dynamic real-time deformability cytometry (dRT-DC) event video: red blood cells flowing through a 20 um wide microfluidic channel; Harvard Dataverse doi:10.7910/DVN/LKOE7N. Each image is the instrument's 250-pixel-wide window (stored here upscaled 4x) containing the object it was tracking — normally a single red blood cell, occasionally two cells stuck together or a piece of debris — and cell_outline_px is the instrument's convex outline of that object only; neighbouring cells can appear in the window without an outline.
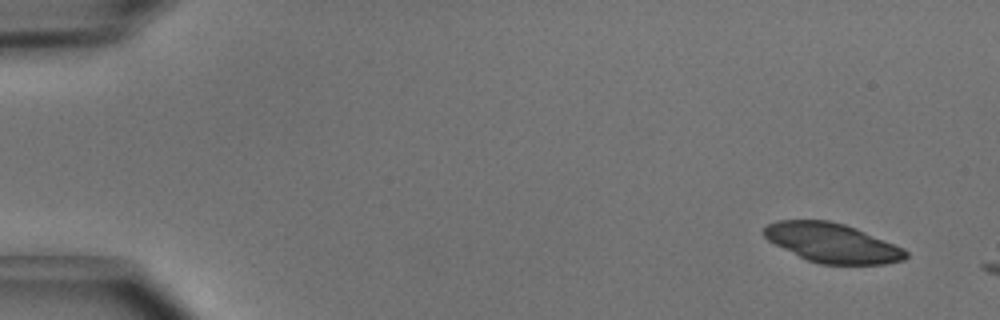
{"species": "common noctule bat (a hibernating species)", "species_latin": "Nyctalus noctula", "temperature_condition": "cold", "stored_images_in_passage": 2, "camera_frame_rate_fps": 3000, "um_per_image_px": 0.085, "animal": {"sex": "male", "body_mass_g": 15.6}, "frame": {"image": 1, "passage_image": 1, "time_ms": 0.0, "image_size_px": [1000, 320], "cell_outline_px": [[908, 256], [904, 260], [884, 264], [820, 264], [808, 260], [768, 240], [764, 236], [764, 228], [768, 224], [776, 220], [828, 220], [844, 224], [856, 228], [904, 248], [908, 252]], "centroid_in_image_um": [70.77, 20.64], "position_along_channel_um": 14.2, "area_um2": 32.19}}